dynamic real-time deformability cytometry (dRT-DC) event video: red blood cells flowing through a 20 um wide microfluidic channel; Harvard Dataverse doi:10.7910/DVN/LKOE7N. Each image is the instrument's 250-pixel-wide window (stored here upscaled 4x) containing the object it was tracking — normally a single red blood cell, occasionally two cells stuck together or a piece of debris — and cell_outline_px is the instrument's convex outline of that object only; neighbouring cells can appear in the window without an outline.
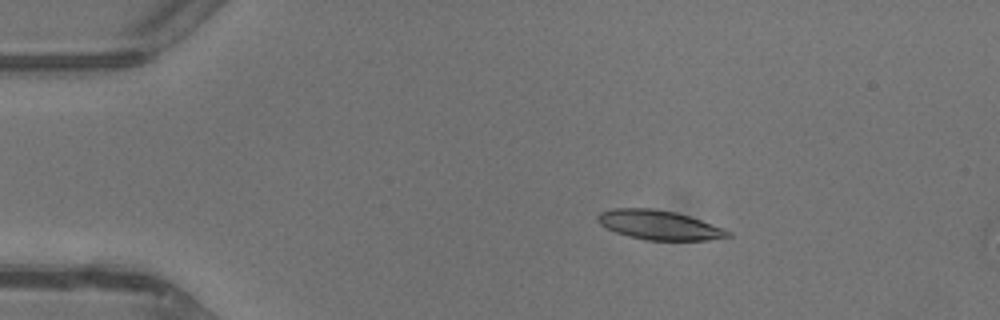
{"species": "common noctule bat (a hibernating species)", "species_latin": "Nyctalus noctula", "temperature_condition": "warm", "stored_images_in_passage": 3, "camera_frame_rate_fps": 3000, "um_per_image_px": 0.085, "animal": {"sex": "male", "body_mass_g": 13.3}, "frame": {"image": 1, "passage_image": 2, "time_ms": 1.0, "image_size_px": [1000, 320], "cell_outline_px": [[732, 236], [708, 240], [648, 240], [628, 236], [616, 232], [600, 224], [596, 220], [596, 216], [600, 212], [612, 208], [652, 208], [676, 212], [724, 228], [732, 232]], "centroid_in_image_um": [56.02, 19.12], "position_along_channel_um": 29.0, "area_um2": 22.25}}